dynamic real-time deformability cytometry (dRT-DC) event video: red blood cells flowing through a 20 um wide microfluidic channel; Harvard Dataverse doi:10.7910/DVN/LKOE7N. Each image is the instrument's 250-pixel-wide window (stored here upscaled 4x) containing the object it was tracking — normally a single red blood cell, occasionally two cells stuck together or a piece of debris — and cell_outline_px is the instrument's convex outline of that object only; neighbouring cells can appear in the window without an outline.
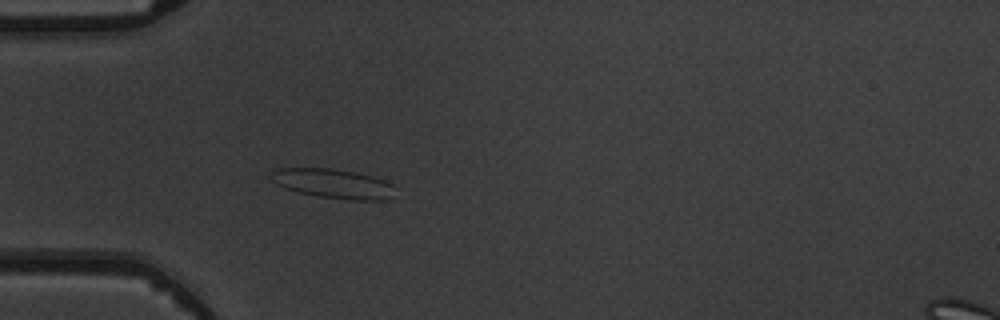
{"species": "common noctule bat (a hibernating species)", "species_latin": "Nyctalus noctula", "temperature_condition": "warm", "stored_images_in_passage": 5, "camera_frame_rate_fps": 3000, "um_per_image_px": 0.085, "animal": {"sex": "male", "body_mass_g": 19.5, "forearm_length_mm": 54.6}, "frame": {"image": 1, "passage_image": 5, "time_ms": 4.667, "image_size_px": [1000, 320], "cell_outline_px": [[392, 200], [352, 200], [316, 196], [284, 188], [276, 184], [268, 176], [276, 168], [332, 168], [356, 172], [372, 176], [384, 180], [392, 184]], "centroid_in_image_um": [28.3, 15.6], "position_along_channel_um": 56.7, "area_um2": 21.39}}